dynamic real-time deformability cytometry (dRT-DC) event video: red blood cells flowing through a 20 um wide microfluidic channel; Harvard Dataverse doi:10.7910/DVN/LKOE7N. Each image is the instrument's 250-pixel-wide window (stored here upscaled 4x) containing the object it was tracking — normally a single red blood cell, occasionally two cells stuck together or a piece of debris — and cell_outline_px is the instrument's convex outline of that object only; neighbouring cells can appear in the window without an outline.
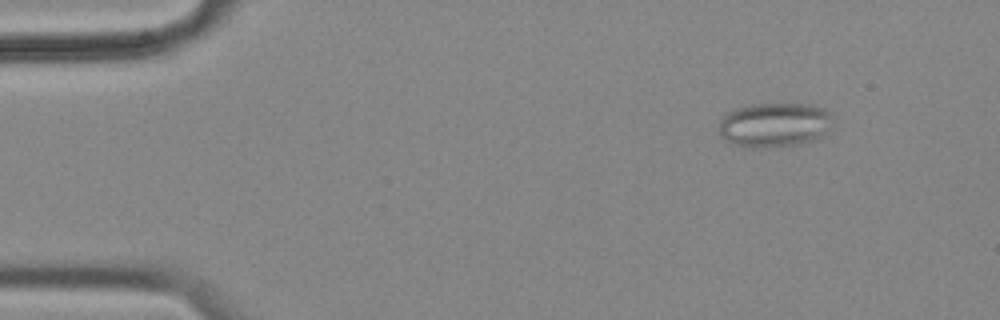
{"species": "common noctule bat (a hibernating species)", "species_latin": "Nyctalus noctula", "temperature_condition": "cold", "stored_images_in_passage": 5, "camera_frame_rate_fps": 3000, "um_per_image_px": 0.085, "animal": {"sex": "female", "body_mass_g": 18.4}, "frame": {"image": 1, "passage_image": 2, "time_ms": 0.333, "image_size_px": [1000, 320], "cell_outline_px": [[832, 116], [828, 128], [816, 140], [800, 144], [752, 148], [736, 144], [724, 140], [720, 136], [720, 120], [728, 112], [736, 108], [752, 104], [816, 104], [832, 112]], "centroid_in_image_um": [65.84, 10.59], "position_along_channel_um": 19.2, "area_um2": 29.48}}